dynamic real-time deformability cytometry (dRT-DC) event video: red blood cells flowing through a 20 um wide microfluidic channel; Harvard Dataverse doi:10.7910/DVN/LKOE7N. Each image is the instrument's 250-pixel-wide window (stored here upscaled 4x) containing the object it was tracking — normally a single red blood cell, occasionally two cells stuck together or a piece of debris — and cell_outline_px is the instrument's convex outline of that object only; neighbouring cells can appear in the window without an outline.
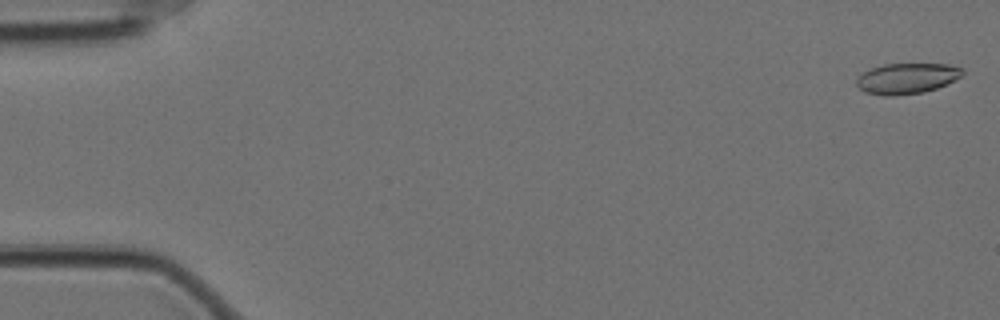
{"species": "Egyptian fruit bat (a non-hibernating species)", "species_latin": "Rousettus aegyptiacus", "temperature_condition": "cold", "stored_images_in_passage": 59, "camera_frame_rate_fps": 3000, "um_per_image_px": 0.085, "animal": {"sex": "female"}, "frame": {"image": 1, "passage_image": 2, "time_ms": 0.333, "image_size_px": [1000, 320], "cell_outline_px": [[964, 72], [960, 76], [936, 88], [924, 92], [892, 96], [884, 96], [864, 92], [856, 84], [856, 76], [872, 68], [884, 64], [948, 64], [964, 68]], "centroid_in_image_um": [77.04, 6.66], "position_along_channel_um": 8.0, "area_um2": 18.84}}
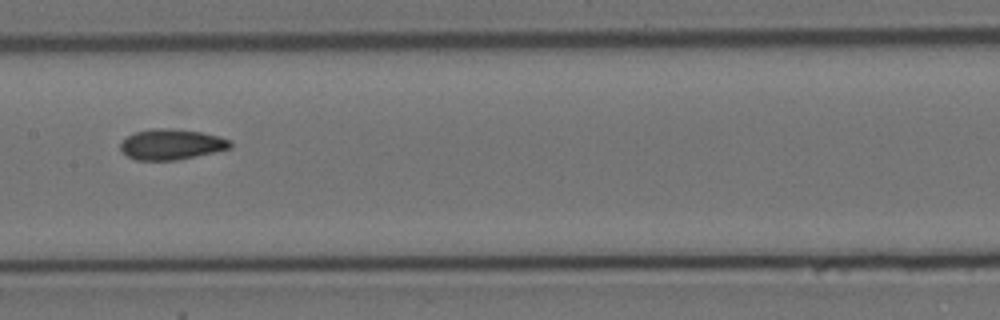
{"frame": {"image": 2, "passage_image": 30, "time_ms": 9.667, "image_size_px": [1000, 320], "cell_outline_px": [[232, 148], [176, 160], [136, 160], [128, 156], [120, 148], [120, 144], [128, 136], [136, 132], [152, 128], [168, 128], [200, 132], [220, 136], [232, 140]], "centroid_in_image_um": [14.6, 12.27], "position_along_channel_um": 192.8, "area_um2": 19.42}}
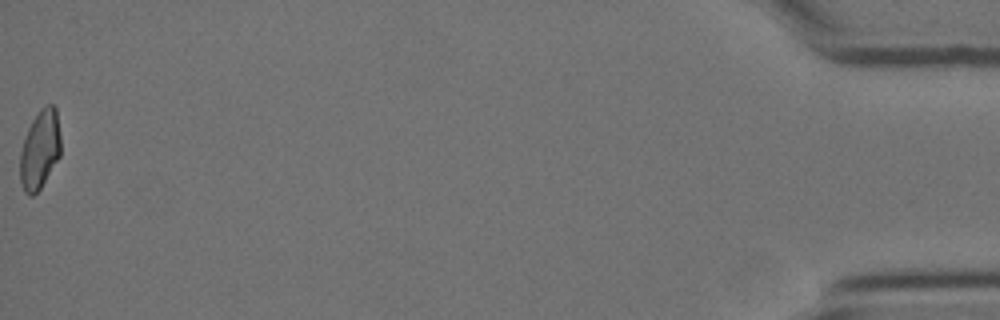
{"frame": {"image": 3, "passage_image": 59, "time_ms": 19.333, "image_size_px": [1000, 320], "cell_outline_px": [[60, 156], [40, 188], [32, 196], [28, 196], [24, 192], [20, 180], [20, 152], [28, 128], [32, 120], [40, 108], [48, 104], [52, 104], [56, 108], [60, 136]], "centroid_in_image_um": [3.38, 12.71], "position_along_channel_um": 431.8, "area_um2": 18.61}, "authors_computed_cell_mechanics": {"area_um2": 19.4208, "velocity_mm_per_s": 3.4992, "shape_relaxation_time_tau1_ms": null, "shape_relaxation_time_tau2_ms": 2.7712, "deformation_change_tau1": null, "deformation_change_tau2": 0.0926}}